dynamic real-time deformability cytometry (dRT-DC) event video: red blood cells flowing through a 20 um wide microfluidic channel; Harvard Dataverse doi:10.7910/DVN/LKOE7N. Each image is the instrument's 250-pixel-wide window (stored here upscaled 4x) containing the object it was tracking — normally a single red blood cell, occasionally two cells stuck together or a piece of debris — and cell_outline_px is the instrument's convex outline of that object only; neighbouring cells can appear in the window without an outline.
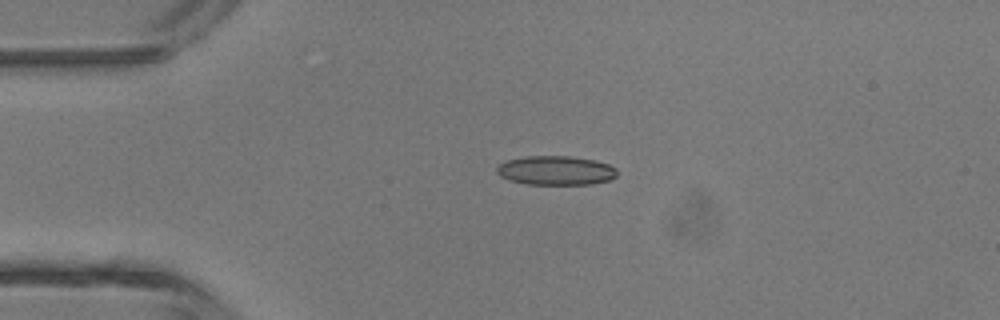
{"species": "common noctule bat (a hibernating species)", "species_latin": "Nyctalus noctula", "temperature_condition": "room temperature", "stored_images_in_passage": 3, "camera_frame_rate_fps": 3000, "um_per_image_px": 0.085, "animal": {"sex": "male", "body_mass_g": 13.3}, "frame": {"image": 1, "passage_image": 2, "time_ms": 1.333, "image_size_px": [1000, 320], "cell_outline_px": [[616, 176], [612, 180], [592, 184], [524, 184], [508, 180], [500, 176], [496, 172], [496, 168], [500, 164], [508, 160], [524, 156], [568, 156], [592, 160], [608, 164], [616, 168]], "centroid_in_image_um": [47.23, 14.5], "position_along_channel_um": 37.8, "area_um2": 20.46}}